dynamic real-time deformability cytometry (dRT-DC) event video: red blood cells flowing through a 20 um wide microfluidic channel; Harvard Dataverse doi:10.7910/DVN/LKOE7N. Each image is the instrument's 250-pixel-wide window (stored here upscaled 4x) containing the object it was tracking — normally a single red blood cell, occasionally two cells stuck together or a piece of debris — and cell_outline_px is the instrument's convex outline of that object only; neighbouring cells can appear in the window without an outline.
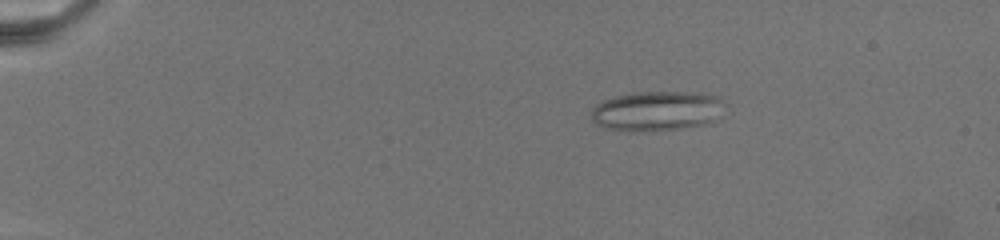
{"species": "common noctule bat (a hibernating species)", "species_latin": "Nyctalus noctula", "temperature_condition": "warm", "stored_images_in_passage": 40, "camera_frame_rate_fps": 3000, "um_per_image_px": 0.085, "animal": {"sex": "female", "body_mass_g": 19.5, "forearm_length_mm": 54.1}, "frame": {"image": 1, "passage_image": 18, "time_ms": 4.667, "image_size_px": [1000, 240], "cell_outline_px": [[728, 104], [724, 116], [712, 124], [680, 128], [628, 132], [604, 128], [596, 124], [592, 120], [592, 108], [596, 104], [604, 100], [616, 96], [636, 92], [684, 92], [720, 96]], "centroid_in_image_um": [55.95, 9.44], "position_along_channel_um": 29.1, "area_um2": 31.73}}